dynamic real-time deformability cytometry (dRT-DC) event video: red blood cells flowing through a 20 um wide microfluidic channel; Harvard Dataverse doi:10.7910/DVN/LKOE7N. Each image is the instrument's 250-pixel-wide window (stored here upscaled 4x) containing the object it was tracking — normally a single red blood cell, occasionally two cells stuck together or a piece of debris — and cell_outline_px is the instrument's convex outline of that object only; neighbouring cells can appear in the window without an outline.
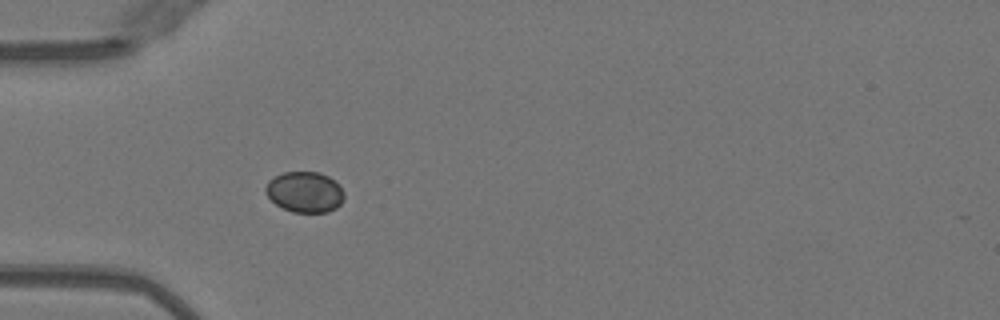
{"species": "Egyptian fruit bat (a non-hibernating species)", "species_latin": "Rousettus aegyptiacus", "temperature_condition": "warm", "stored_images_in_passage": 36, "camera_frame_rate_fps": 3000, "um_per_image_px": 0.085, "animal": {"sex": "female"}, "frame": {"image": 1, "passage_image": 1, "time_ms": 0.0, "image_size_px": [1000, 320], "cell_outline_px": [[344, 200], [336, 208], [328, 212], [292, 212], [276, 204], [264, 192], [264, 188], [268, 180], [284, 172], [320, 172], [328, 176], [340, 184], [344, 192]], "centroid_in_image_um": [25.92, 16.31], "position_along_channel_um": 59.1, "area_um2": 18.79}}
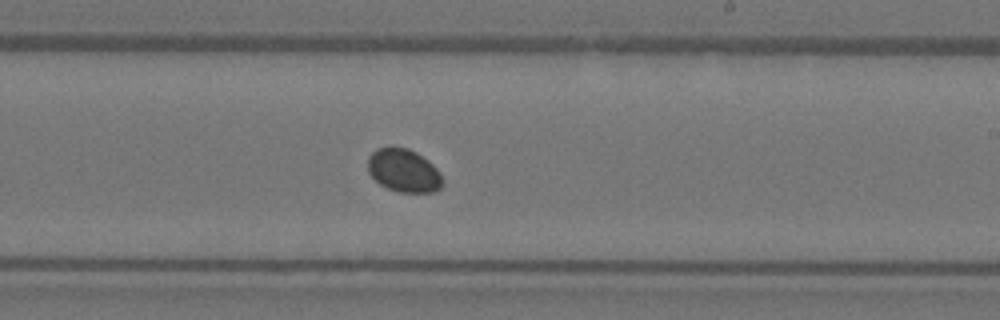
{"frame": {"image": 2, "passage_image": 16, "time_ms": 5.0, "image_size_px": [1000, 320], "cell_outline_px": [[444, 184], [440, 188], [432, 192], [396, 192], [380, 184], [368, 172], [368, 156], [376, 148], [388, 144], [392, 144], [408, 148], [416, 152], [428, 160], [440, 172], [444, 180]], "centroid_in_image_um": [34.31, 14.45], "position_along_channel_um": 254.7, "area_um2": 19.31}}
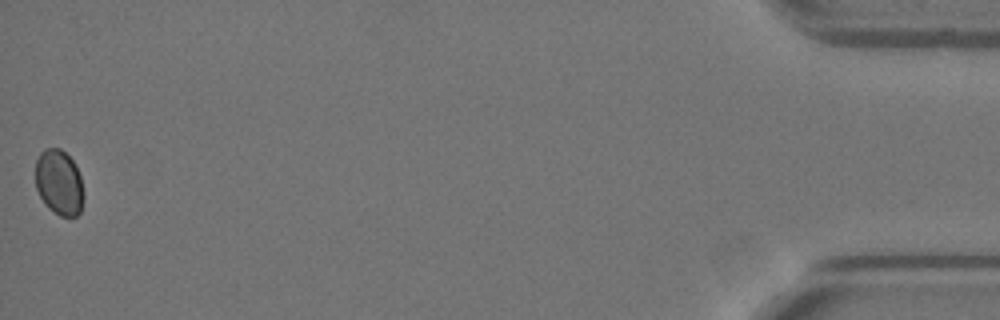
{"frame": {"image": 3, "passage_image": 36, "time_ms": 11.667, "image_size_px": [1000, 320], "cell_outline_px": [[84, 200], [80, 212], [76, 216], [60, 216], [48, 208], [40, 196], [36, 188], [36, 160], [40, 152], [44, 148], [60, 148], [72, 160], [80, 176], [84, 196]], "centroid_in_image_um": [5.02, 15.52], "position_along_channel_um": 430.2, "area_um2": 18.32}}